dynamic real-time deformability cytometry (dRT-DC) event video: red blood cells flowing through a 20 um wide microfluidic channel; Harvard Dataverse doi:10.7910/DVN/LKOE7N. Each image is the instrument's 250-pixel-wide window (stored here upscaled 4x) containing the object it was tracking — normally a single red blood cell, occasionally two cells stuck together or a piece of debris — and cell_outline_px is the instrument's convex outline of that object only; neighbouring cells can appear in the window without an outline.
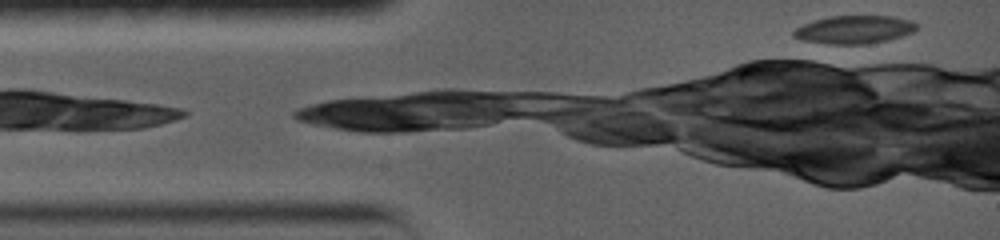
{"species": "common noctule bat (a hibernating species)", "species_latin": "Nyctalus noctula", "temperature_condition": "warm", "stored_images_in_passage": 2, "camera_frame_rate_fps": 5000, "um_per_image_px": 0.085, "animal": {"sex": "female", "body_mass_g": 19.0, "forearm_length_mm": 56.7}, "frame": {"image": 1, "passage_image": 2, "time_ms": 0.2, "image_size_px": [1000, 240], "cell_outline_px": [[916, 28], [912, 32], [888, 40], [864, 44], [812, 44], [792, 36], [792, 32], [796, 28], [804, 24], [828, 16], [892, 16], [912, 20], [916, 24]], "centroid_in_image_um": [72.55, 2.53], "position_along_channel_um": 12.4, "area_um2": 20.23}}